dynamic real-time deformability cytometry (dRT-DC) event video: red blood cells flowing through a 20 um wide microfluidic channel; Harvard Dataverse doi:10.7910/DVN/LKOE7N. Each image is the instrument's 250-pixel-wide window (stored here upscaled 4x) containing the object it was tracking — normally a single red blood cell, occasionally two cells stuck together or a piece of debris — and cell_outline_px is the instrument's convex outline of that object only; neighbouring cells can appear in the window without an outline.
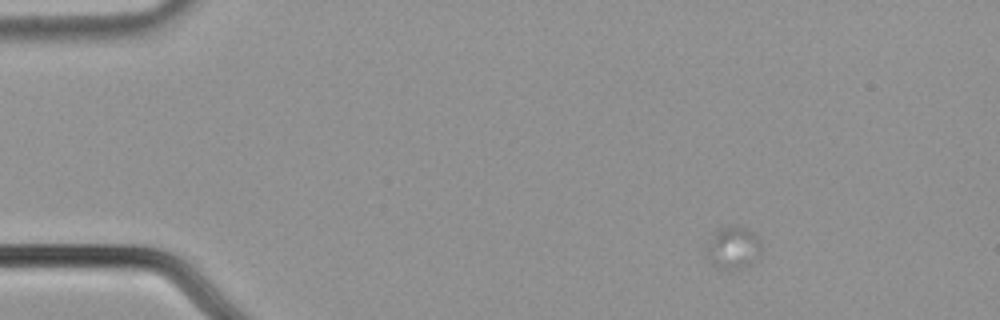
{"species": "common noctule bat (a hibernating species)", "species_latin": "Nyctalus noctula", "temperature_condition": "cold", "stored_images_in_passage": 27, "camera_frame_rate_fps": 3000, "um_per_image_px": 0.085, "animal": {"sex": "male", "body_mass_g": 21.5, "forearm_length_mm": 52.0}, "frame": {"image": 1, "passage_image": 5, "time_ms": 1.333, "image_size_px": [1000, 320], "cell_outline_px": [[760, 256], [752, 264], [740, 268], [716, 268], [704, 256], [704, 248], [712, 232], [728, 224], [740, 224], [748, 228], [760, 240]], "centroid_in_image_um": [62.26, 21.01], "position_along_channel_um": 22.7, "area_um2": 14.28}}